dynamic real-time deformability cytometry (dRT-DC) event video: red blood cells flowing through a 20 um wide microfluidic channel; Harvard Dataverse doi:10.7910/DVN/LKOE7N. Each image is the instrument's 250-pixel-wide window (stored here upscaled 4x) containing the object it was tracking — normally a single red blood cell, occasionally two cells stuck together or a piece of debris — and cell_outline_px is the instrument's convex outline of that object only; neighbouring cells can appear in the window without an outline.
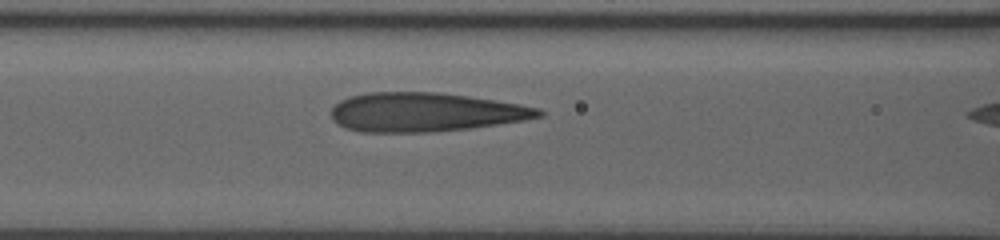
{"species": "human", "species_latin": "Homo sapiens", "temperature_condition": "room temperature", "stored_images_in_passage": 23, "camera_frame_rate_fps": 3000, "um_per_image_px": 0.085, "donor": {"sex": "male"}, "frame": {"image": 1, "passage_image": 15, "time_ms": 4.667, "image_size_px": [1000, 240], "cell_outline_px": [[544, 116], [524, 120], [472, 128], [428, 132], [360, 132], [344, 128], [336, 124], [332, 120], [332, 108], [340, 100], [352, 96], [368, 92], [436, 92], [468, 96], [540, 108], [544, 112]], "centroid_in_image_um": [36.11, 9.54], "position_along_channel_um": 130.5, "area_um2": 47.11}}
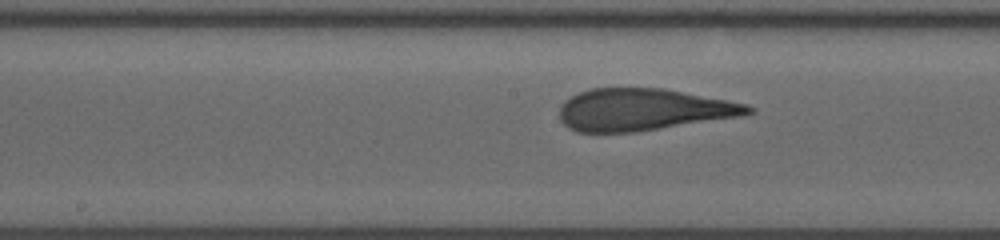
{"frame": {"image": 2, "passage_image": 20, "time_ms": 6.333, "image_size_px": [1000, 240], "cell_outline_px": [[756, 112], [740, 116], [636, 132], [576, 132], [568, 128], [560, 120], [560, 104], [564, 100], [580, 92], [592, 88], [664, 88], [748, 104], [756, 108]], "centroid_in_image_um": [54.67, 9.32], "position_along_channel_um": 193.5, "area_um2": 46.24}}